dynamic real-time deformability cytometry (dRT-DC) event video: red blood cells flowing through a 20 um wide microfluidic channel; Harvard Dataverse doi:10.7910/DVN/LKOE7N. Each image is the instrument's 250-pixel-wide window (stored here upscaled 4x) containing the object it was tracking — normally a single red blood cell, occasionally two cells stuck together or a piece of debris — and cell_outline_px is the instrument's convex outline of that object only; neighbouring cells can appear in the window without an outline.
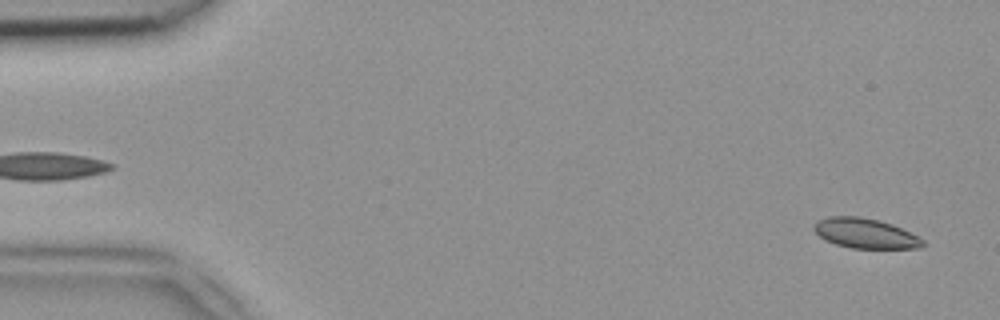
{"species": "common noctule bat (a hibernating species)", "species_latin": "Nyctalus noctula", "temperature_condition": "room temperature", "stored_images_in_passage": 49, "camera_frame_rate_fps": 3000, "um_per_image_px": 0.085, "animal": {"sex": "female", "body_mass_g": 18.4}, "frame": {"image": 1, "passage_image": 2, "time_ms": 0.333, "image_size_px": [1000, 320], "cell_outline_px": [[924, 244], [920, 248], [852, 248], [836, 244], [820, 236], [812, 228], [816, 220], [828, 216], [860, 216], [892, 224], [924, 240]], "centroid_in_image_um": [73.51, 19.82], "position_along_channel_um": 11.5, "area_um2": 18.73}}
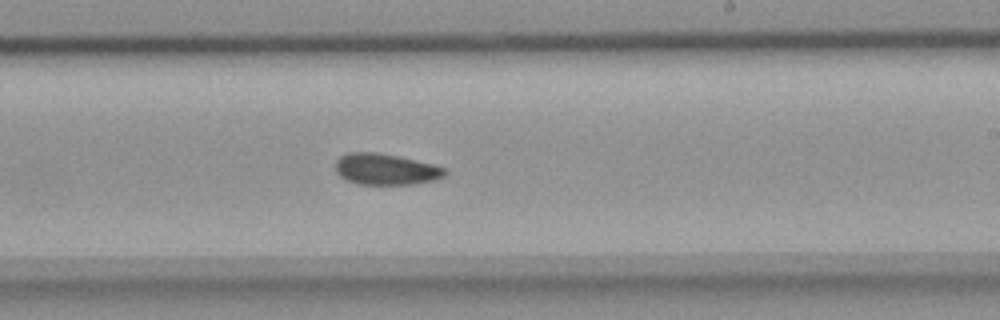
{"frame": {"image": 2, "passage_image": 29, "time_ms": 9.333, "image_size_px": [1000, 320], "cell_outline_px": [[448, 172], [444, 176], [432, 180], [412, 184], [356, 184], [340, 176], [336, 172], [336, 160], [340, 156], [348, 152], [376, 152], [400, 156], [432, 164], [444, 168]], "centroid_in_image_um": [32.76, 14.37], "position_along_channel_um": 256.2, "area_um2": 19.83}}
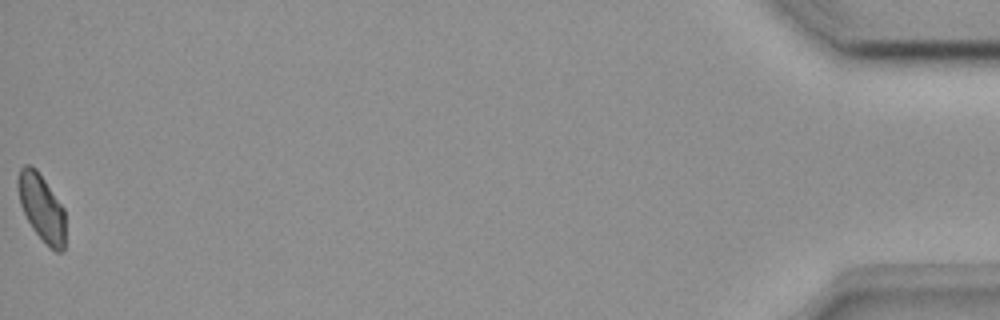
{"frame": {"image": 3, "passage_image": 49, "time_ms": 16.0, "image_size_px": [1000, 320], "cell_outline_px": [[64, 252], [56, 252], [32, 228], [20, 204], [16, 188], [16, 180], [20, 168], [24, 164], [28, 164], [36, 168], [64, 208]], "centroid_in_image_um": [3.5, 17.59], "position_along_channel_um": 431.7, "area_um2": 18.38}}